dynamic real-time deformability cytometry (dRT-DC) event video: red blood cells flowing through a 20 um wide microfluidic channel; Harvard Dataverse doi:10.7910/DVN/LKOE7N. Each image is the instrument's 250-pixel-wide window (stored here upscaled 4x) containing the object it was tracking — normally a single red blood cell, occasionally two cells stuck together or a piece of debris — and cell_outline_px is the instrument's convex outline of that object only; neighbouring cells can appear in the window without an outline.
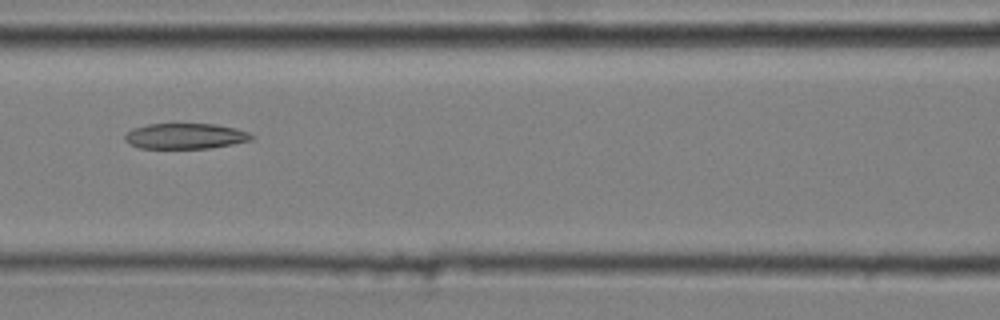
{"species": "common noctule bat (a hibernating species)", "species_latin": "Nyctalus noctula", "temperature_condition": "cold", "stored_images_in_passage": 9, "camera_frame_rate_fps": 3000, "um_per_image_px": 0.085, "animal": {"sex": "male", "body_mass_g": 20.4}, "frame": {"image": 1, "passage_image": 7, "time_ms": 2.0, "image_size_px": [1000, 320], "cell_outline_px": [[256, 136], [252, 140], [232, 144], [208, 148], [140, 148], [128, 144], [124, 140], [124, 136], [132, 128], [148, 124], [216, 124], [236, 128], [248, 132]], "centroid_in_image_um": [15.75, 11.56], "position_along_channel_um": 150.8, "area_um2": 18.96}}
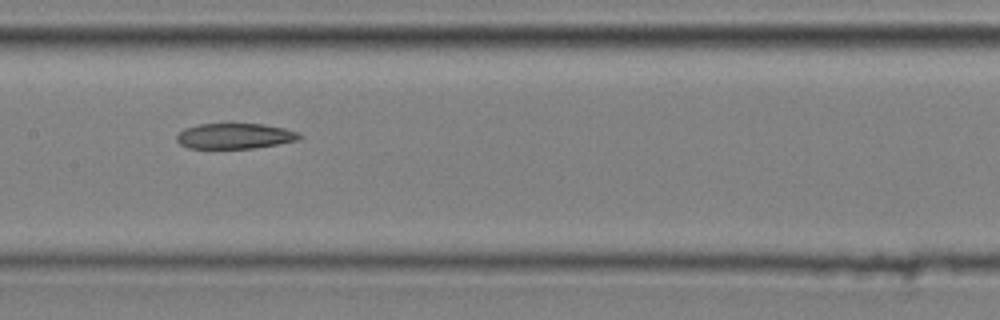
{"frame": {"image": 2, "passage_image": 8, "time_ms": 2.333, "image_size_px": [1000, 320], "cell_outline_px": [[304, 136], [300, 140], [252, 148], [188, 148], [180, 144], [176, 140], [176, 136], [184, 128], [200, 124], [260, 124], [284, 128], [296, 132]], "centroid_in_image_um": [19.95, 11.56], "position_along_channel_um": 187.4, "area_um2": 18.09}}
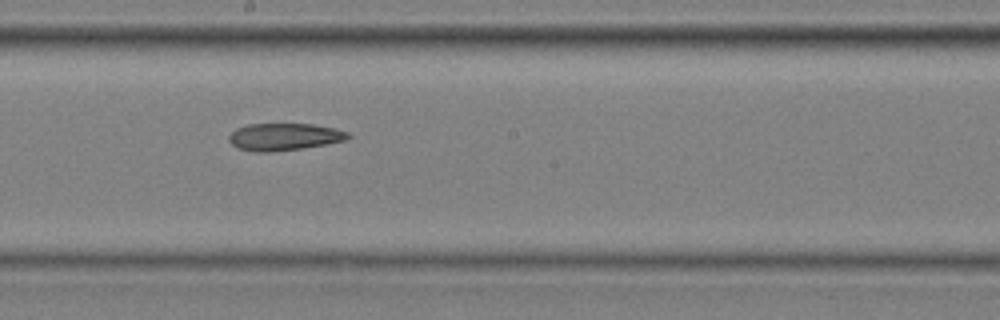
{"frame": {"image": 3, "passage_image": 9, "time_ms": 2.667, "image_size_px": [1000, 320], "cell_outline_px": [[352, 136], [348, 140], [300, 148], [272, 152], [256, 152], [236, 148], [228, 140], [228, 136], [236, 128], [248, 124], [312, 124], [336, 128], [348, 132]], "centroid_in_image_um": [24.15, 11.62], "position_along_channel_um": 224.0, "area_um2": 18.96}}